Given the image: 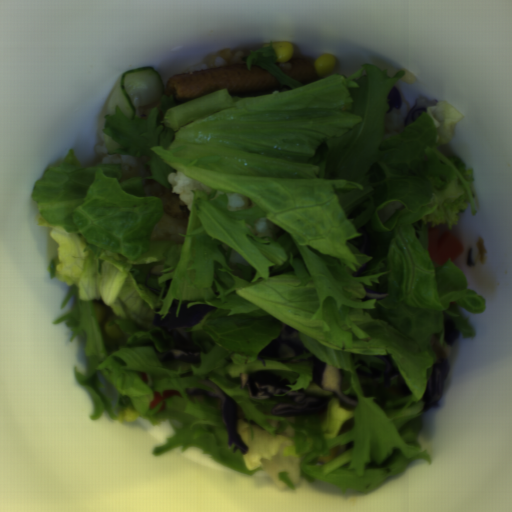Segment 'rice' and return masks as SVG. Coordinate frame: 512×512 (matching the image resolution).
<instances>
[{
	"mask_svg": "<svg viewBox=\"0 0 512 512\" xmlns=\"http://www.w3.org/2000/svg\"><path fill=\"white\" fill-rule=\"evenodd\" d=\"M170 188H166L154 179L143 180L141 190L144 196H157L163 204V214L150 232L152 241H173L176 244L184 243L187 234L189 214L191 211L194 190H203L209 194L211 189L207 185L183 174L179 170L167 176Z\"/></svg>",
	"mask_w": 512,
	"mask_h": 512,
	"instance_id": "652b925c",
	"label": "rice"
},
{
	"mask_svg": "<svg viewBox=\"0 0 512 512\" xmlns=\"http://www.w3.org/2000/svg\"><path fill=\"white\" fill-rule=\"evenodd\" d=\"M94 150L101 162L105 164H120L122 176L120 180L132 177H149L151 174L144 165L149 161V156H132L127 154L109 153L104 143V134L100 136V142L95 144Z\"/></svg>",
	"mask_w": 512,
	"mask_h": 512,
	"instance_id": "023b6e5f",
	"label": "rice"
},
{
	"mask_svg": "<svg viewBox=\"0 0 512 512\" xmlns=\"http://www.w3.org/2000/svg\"><path fill=\"white\" fill-rule=\"evenodd\" d=\"M244 57L245 52L241 49L238 51H233L230 47L221 49L216 53L207 55L202 63L188 67L183 74L231 64H242Z\"/></svg>",
	"mask_w": 512,
	"mask_h": 512,
	"instance_id": "8eca5e8b",
	"label": "rice"
},
{
	"mask_svg": "<svg viewBox=\"0 0 512 512\" xmlns=\"http://www.w3.org/2000/svg\"><path fill=\"white\" fill-rule=\"evenodd\" d=\"M408 114V107L405 102H402L400 109L394 107L389 113H386L384 126L385 139L405 130L407 127L405 121Z\"/></svg>",
	"mask_w": 512,
	"mask_h": 512,
	"instance_id": "acb35da6",
	"label": "rice"
},
{
	"mask_svg": "<svg viewBox=\"0 0 512 512\" xmlns=\"http://www.w3.org/2000/svg\"><path fill=\"white\" fill-rule=\"evenodd\" d=\"M227 197V206L230 211L246 210L250 206V199L240 193L230 192Z\"/></svg>",
	"mask_w": 512,
	"mask_h": 512,
	"instance_id": "b023fe2a",
	"label": "rice"
}]
</instances>
